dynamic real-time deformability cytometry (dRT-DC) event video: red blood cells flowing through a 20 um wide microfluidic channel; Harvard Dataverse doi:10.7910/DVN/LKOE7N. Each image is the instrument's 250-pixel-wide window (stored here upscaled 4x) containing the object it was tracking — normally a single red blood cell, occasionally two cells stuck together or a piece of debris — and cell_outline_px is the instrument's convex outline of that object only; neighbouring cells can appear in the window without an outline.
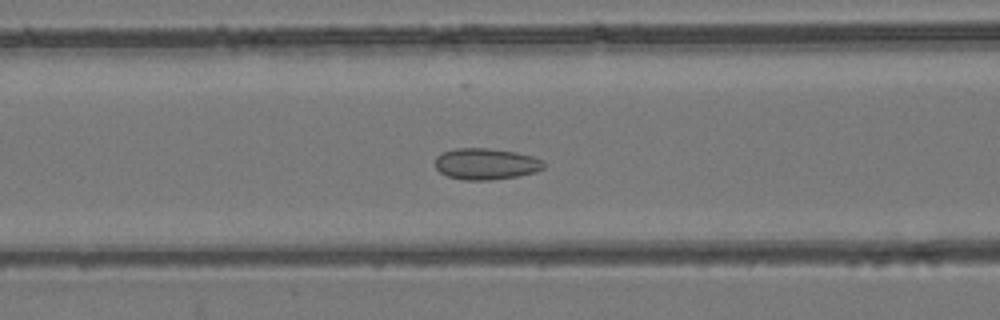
{"species": "common noctule bat (a hibernating species)", "species_latin": "Nyctalus noctula", "temperature_condition": "room temperature", "stored_images_in_passage": 55, "camera_frame_rate_fps": 3000, "um_per_image_px": 0.085, "animal": {"sex": "female", "body_mass_g": 24.6, "forearm_length_mm": 56.2}, "frame": {"image": 1, "passage_image": 23, "time_ms": 7.333, "image_size_px": [1000, 320], "cell_outline_px": [[544, 168], [536, 172], [516, 176], [488, 180], [464, 180], [448, 176], [440, 172], [436, 168], [436, 156], [444, 152], [456, 148], [488, 148], [516, 152], [532, 156], [544, 160]], "centroid_in_image_um": [41.32, 13.93], "position_along_channel_um": 125.3, "area_um2": 19.77}}
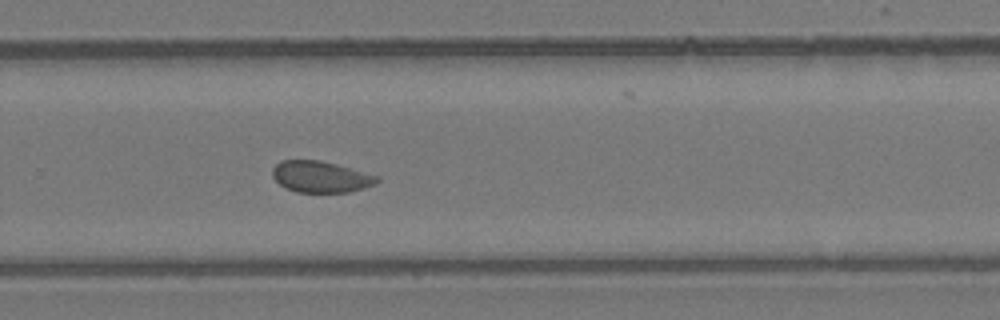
{"frame": {"image": 2, "passage_image": 37, "time_ms": 12.0, "image_size_px": [1000, 320], "cell_outline_px": [[380, 180], [376, 184], [364, 188], [348, 192], [296, 192], [284, 188], [272, 176], [272, 168], [280, 160], [320, 160], [336, 164], [380, 176]], "centroid_in_image_um": [27.26, 15.03], "position_along_channel_um": 302.5, "area_um2": 19.25}}
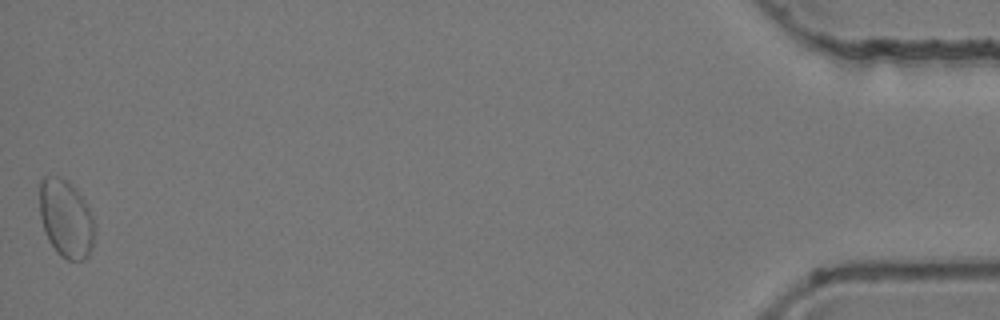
{"frame": {"image": 3, "passage_image": 55, "time_ms": 18.0, "image_size_px": [1000, 320], "cell_outline_px": [[96, 232], [88, 256], [84, 260], [68, 260], [60, 256], [56, 252], [48, 240], [44, 232], [40, 216], [40, 180], [44, 176], [60, 176], [68, 180], [76, 188], [84, 200], [92, 216]], "centroid_in_image_um": [5.6, 18.57], "position_along_channel_um": 429.6, "area_um2": 25.26}, "authors_computed_cell_mechanics": {"area_um2": 20.1144, "velocity_mm_per_s": 3.808, "shape_relaxation_time_tau1_ms": null, "shape_relaxation_time_tau2_ms": 1.3295, "deformation_change_tau1": null, "deformation_change_tau2": 0.0574}}